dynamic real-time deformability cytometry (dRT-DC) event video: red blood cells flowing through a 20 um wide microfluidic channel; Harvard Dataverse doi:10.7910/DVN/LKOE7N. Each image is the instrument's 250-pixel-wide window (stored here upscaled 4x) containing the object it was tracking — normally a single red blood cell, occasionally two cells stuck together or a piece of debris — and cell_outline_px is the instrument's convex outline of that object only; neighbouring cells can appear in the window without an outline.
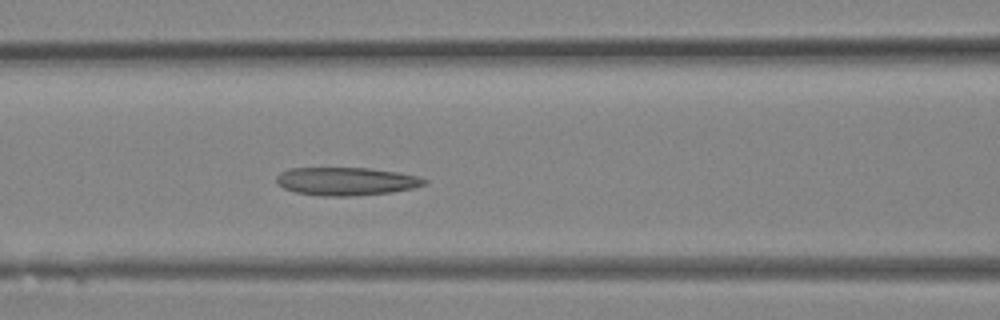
{"species": "Egyptian fruit bat (a non-hibernating species)", "species_latin": "Rousettus aegyptiacus", "temperature_condition": "room temperature", "stored_images_in_passage": 16, "camera_frame_rate_fps": 3000, "um_per_image_px": 0.085, "animal": {"sex": "female"}, "frame": {"image": 1, "passage_image": 12, "time_ms": 3.667, "image_size_px": [1000, 320], "cell_outline_px": [[428, 184], [412, 188], [392, 192], [352, 196], [324, 196], [296, 192], [284, 188], [276, 184], [276, 176], [280, 172], [288, 168], [368, 168], [396, 172], [416, 176], [428, 180]], "centroid_in_image_um": [29.4, 15.41], "position_along_channel_um": 137.2, "area_um2": 24.22}}
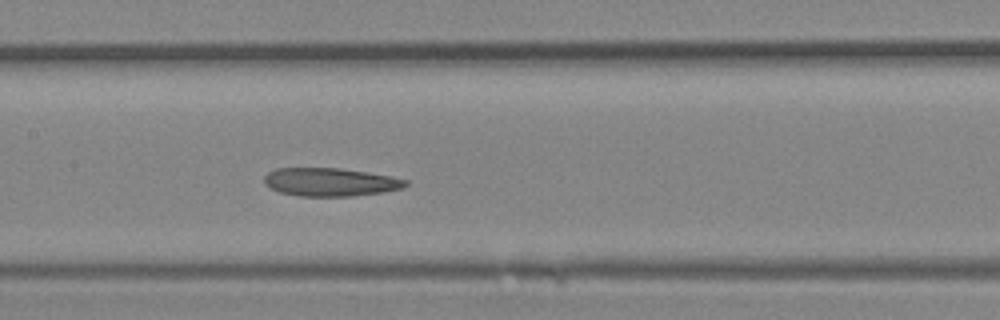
{"frame": {"image": 2, "passage_image": 14, "time_ms": 4.333, "image_size_px": [1000, 320], "cell_outline_px": [[408, 184], [404, 188], [380, 192], [352, 196], [300, 196], [280, 192], [264, 184], [264, 176], [268, 172], [276, 168], [340, 168], [368, 172], [392, 176], [408, 180]], "centroid_in_image_um": [28.08, 15.46], "position_along_channel_um": 179.3, "area_um2": 23.29}}
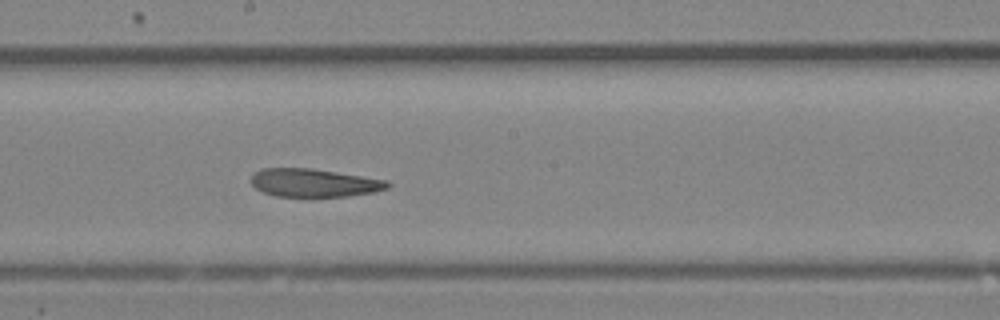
{"frame": {"image": 3, "passage_image": 16, "time_ms": 5.0, "image_size_px": [1000, 320], "cell_outline_px": [[392, 184], [388, 188], [372, 192], [348, 196], [276, 196], [264, 192], [256, 188], [252, 184], [252, 176], [260, 168], [312, 168], [388, 180]], "centroid_in_image_um": [26.72, 15.53], "position_along_channel_um": 221.5, "area_um2": 22.25}}